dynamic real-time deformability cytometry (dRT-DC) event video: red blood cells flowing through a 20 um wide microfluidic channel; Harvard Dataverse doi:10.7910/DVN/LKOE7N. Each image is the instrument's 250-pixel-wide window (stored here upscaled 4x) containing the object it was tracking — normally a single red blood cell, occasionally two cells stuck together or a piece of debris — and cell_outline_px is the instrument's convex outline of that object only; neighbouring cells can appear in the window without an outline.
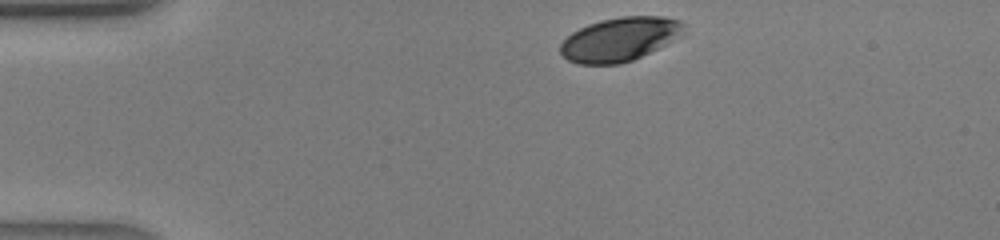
{"species": "human", "species_latin": "Homo sapiens", "temperature_condition": "warm", "stored_images_in_passage": 29, "camera_frame_rate_fps": 3000, "um_per_image_px": 0.085, "donor": {"sex": "male"}, "frame": {"image": 1, "passage_image": 1, "time_ms": 0.0, "image_size_px": [1000, 240], "cell_outline_px": [[684, 24], [672, 40], [632, 60], [620, 64], [576, 64], [568, 60], [560, 52], [560, 44], [572, 32], [588, 24], [600, 20], [624, 16], [664, 16], [680, 20]], "centroid_in_image_um": [52.59, 3.33], "position_along_channel_um": 32.4, "area_um2": 30.87}}
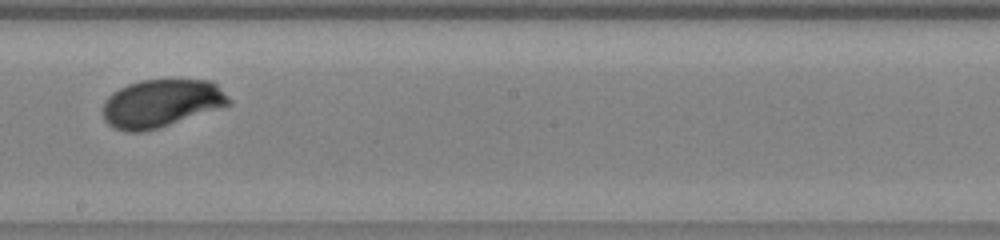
{"frame": {"image": 2, "passage_image": 17, "time_ms": 5.333, "image_size_px": [1000, 240], "cell_outline_px": [[232, 104], [156, 128], [140, 132], [124, 132], [108, 124], [104, 120], [104, 100], [112, 92], [128, 84], [140, 80], [212, 80], [232, 100]], "centroid_in_image_um": [13.7, 8.77], "position_along_channel_um": 234.5, "area_um2": 34.85}}
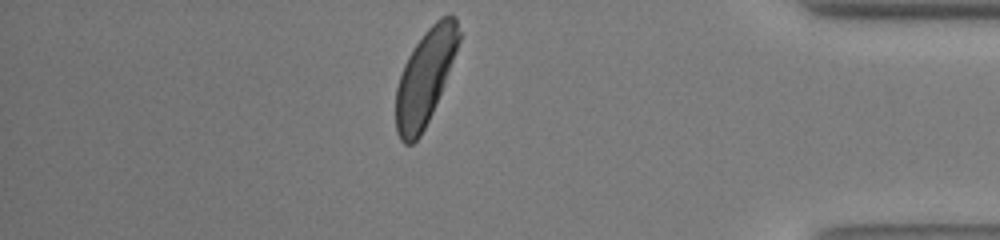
{"frame": {"image": 3, "passage_image": 29, "time_ms": 9.333, "image_size_px": [1000, 240], "cell_outline_px": [[460, 40], [440, 92], [432, 112], [420, 136], [412, 144], [404, 144], [400, 140], [396, 132], [396, 88], [404, 64], [408, 56], [424, 32], [440, 16], [456, 16], [460, 32]], "centroid_in_image_um": [36.11, 6.56], "position_along_channel_um": 399.1, "area_um2": 34.1}}